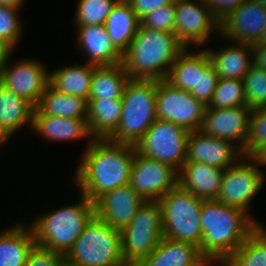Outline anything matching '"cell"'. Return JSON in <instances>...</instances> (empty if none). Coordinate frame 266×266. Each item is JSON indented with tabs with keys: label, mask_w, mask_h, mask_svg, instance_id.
Instances as JSON below:
<instances>
[{
	"label": "cell",
	"mask_w": 266,
	"mask_h": 266,
	"mask_svg": "<svg viewBox=\"0 0 266 266\" xmlns=\"http://www.w3.org/2000/svg\"><path fill=\"white\" fill-rule=\"evenodd\" d=\"M75 173L80 193L92 203L102 195L129 184L135 145L90 139Z\"/></svg>",
	"instance_id": "6da1fadb"
},
{
	"label": "cell",
	"mask_w": 266,
	"mask_h": 266,
	"mask_svg": "<svg viewBox=\"0 0 266 266\" xmlns=\"http://www.w3.org/2000/svg\"><path fill=\"white\" fill-rule=\"evenodd\" d=\"M200 254L220 266L260 225L244 210L217 200H203L200 212ZM213 262V263H212Z\"/></svg>",
	"instance_id": "7a4b0ae2"
},
{
	"label": "cell",
	"mask_w": 266,
	"mask_h": 266,
	"mask_svg": "<svg viewBox=\"0 0 266 266\" xmlns=\"http://www.w3.org/2000/svg\"><path fill=\"white\" fill-rule=\"evenodd\" d=\"M186 47L174 32H164L139 26L122 65L130 79L162 80Z\"/></svg>",
	"instance_id": "3957f363"
},
{
	"label": "cell",
	"mask_w": 266,
	"mask_h": 266,
	"mask_svg": "<svg viewBox=\"0 0 266 266\" xmlns=\"http://www.w3.org/2000/svg\"><path fill=\"white\" fill-rule=\"evenodd\" d=\"M78 203L39 216L31 224L36 245L64 256L72 248L86 224L95 215V206L84 194Z\"/></svg>",
	"instance_id": "277c9868"
},
{
	"label": "cell",
	"mask_w": 266,
	"mask_h": 266,
	"mask_svg": "<svg viewBox=\"0 0 266 266\" xmlns=\"http://www.w3.org/2000/svg\"><path fill=\"white\" fill-rule=\"evenodd\" d=\"M65 266H126L121 231L94 215L64 256Z\"/></svg>",
	"instance_id": "5b68a950"
},
{
	"label": "cell",
	"mask_w": 266,
	"mask_h": 266,
	"mask_svg": "<svg viewBox=\"0 0 266 266\" xmlns=\"http://www.w3.org/2000/svg\"><path fill=\"white\" fill-rule=\"evenodd\" d=\"M157 80L130 79L122 96V114L111 141L136 145L156 115Z\"/></svg>",
	"instance_id": "8992f818"
},
{
	"label": "cell",
	"mask_w": 266,
	"mask_h": 266,
	"mask_svg": "<svg viewBox=\"0 0 266 266\" xmlns=\"http://www.w3.org/2000/svg\"><path fill=\"white\" fill-rule=\"evenodd\" d=\"M158 201L162 208L163 237L199 247L202 241L200 212L203 199L177 184Z\"/></svg>",
	"instance_id": "52a82bcc"
},
{
	"label": "cell",
	"mask_w": 266,
	"mask_h": 266,
	"mask_svg": "<svg viewBox=\"0 0 266 266\" xmlns=\"http://www.w3.org/2000/svg\"><path fill=\"white\" fill-rule=\"evenodd\" d=\"M163 238L159 201H145L131 222L121 231V252L126 265L137 266Z\"/></svg>",
	"instance_id": "ba28073f"
},
{
	"label": "cell",
	"mask_w": 266,
	"mask_h": 266,
	"mask_svg": "<svg viewBox=\"0 0 266 266\" xmlns=\"http://www.w3.org/2000/svg\"><path fill=\"white\" fill-rule=\"evenodd\" d=\"M189 132L170 122L156 119L136 143V151L171 165L179 171L186 160Z\"/></svg>",
	"instance_id": "9c48e42d"
},
{
	"label": "cell",
	"mask_w": 266,
	"mask_h": 266,
	"mask_svg": "<svg viewBox=\"0 0 266 266\" xmlns=\"http://www.w3.org/2000/svg\"><path fill=\"white\" fill-rule=\"evenodd\" d=\"M259 166L254 156H242L235 164L224 169L221 187L215 200L238 207L249 214L253 198L264 185L265 174Z\"/></svg>",
	"instance_id": "30bf717a"
},
{
	"label": "cell",
	"mask_w": 266,
	"mask_h": 266,
	"mask_svg": "<svg viewBox=\"0 0 266 266\" xmlns=\"http://www.w3.org/2000/svg\"><path fill=\"white\" fill-rule=\"evenodd\" d=\"M206 105L195 99L190 91L178 89L165 79L157 80V119L170 121L188 132L202 125Z\"/></svg>",
	"instance_id": "8fae6325"
},
{
	"label": "cell",
	"mask_w": 266,
	"mask_h": 266,
	"mask_svg": "<svg viewBox=\"0 0 266 266\" xmlns=\"http://www.w3.org/2000/svg\"><path fill=\"white\" fill-rule=\"evenodd\" d=\"M175 8L174 33L186 48L206 44L214 30L220 32V21L204 0H175Z\"/></svg>",
	"instance_id": "7c38bea8"
},
{
	"label": "cell",
	"mask_w": 266,
	"mask_h": 266,
	"mask_svg": "<svg viewBox=\"0 0 266 266\" xmlns=\"http://www.w3.org/2000/svg\"><path fill=\"white\" fill-rule=\"evenodd\" d=\"M177 184L175 168L135 152L129 185L145 201H158Z\"/></svg>",
	"instance_id": "4fadbf2b"
},
{
	"label": "cell",
	"mask_w": 266,
	"mask_h": 266,
	"mask_svg": "<svg viewBox=\"0 0 266 266\" xmlns=\"http://www.w3.org/2000/svg\"><path fill=\"white\" fill-rule=\"evenodd\" d=\"M46 69L43 63L33 59L19 60L11 67L7 62L0 69V83L35 107L50 83Z\"/></svg>",
	"instance_id": "5bb4252c"
},
{
	"label": "cell",
	"mask_w": 266,
	"mask_h": 266,
	"mask_svg": "<svg viewBox=\"0 0 266 266\" xmlns=\"http://www.w3.org/2000/svg\"><path fill=\"white\" fill-rule=\"evenodd\" d=\"M251 111L246 105L226 109L206 108L200 131L231 143L235 140L236 146L243 152L249 135Z\"/></svg>",
	"instance_id": "9a60e30c"
},
{
	"label": "cell",
	"mask_w": 266,
	"mask_h": 266,
	"mask_svg": "<svg viewBox=\"0 0 266 266\" xmlns=\"http://www.w3.org/2000/svg\"><path fill=\"white\" fill-rule=\"evenodd\" d=\"M265 23L266 6L248 0L220 22L219 33L232 42L254 44L261 40Z\"/></svg>",
	"instance_id": "2e32d148"
},
{
	"label": "cell",
	"mask_w": 266,
	"mask_h": 266,
	"mask_svg": "<svg viewBox=\"0 0 266 266\" xmlns=\"http://www.w3.org/2000/svg\"><path fill=\"white\" fill-rule=\"evenodd\" d=\"M242 156L235 143L205 135L200 130L189 132L185 163L199 162L226 169Z\"/></svg>",
	"instance_id": "e0dca14e"
},
{
	"label": "cell",
	"mask_w": 266,
	"mask_h": 266,
	"mask_svg": "<svg viewBox=\"0 0 266 266\" xmlns=\"http://www.w3.org/2000/svg\"><path fill=\"white\" fill-rule=\"evenodd\" d=\"M145 200L128 184L102 195L95 203V215L106 224L122 231L134 218Z\"/></svg>",
	"instance_id": "ac0fdd59"
},
{
	"label": "cell",
	"mask_w": 266,
	"mask_h": 266,
	"mask_svg": "<svg viewBox=\"0 0 266 266\" xmlns=\"http://www.w3.org/2000/svg\"><path fill=\"white\" fill-rule=\"evenodd\" d=\"M79 48L95 66L122 63L123 54L109 38L104 25H77Z\"/></svg>",
	"instance_id": "d6986e66"
},
{
	"label": "cell",
	"mask_w": 266,
	"mask_h": 266,
	"mask_svg": "<svg viewBox=\"0 0 266 266\" xmlns=\"http://www.w3.org/2000/svg\"><path fill=\"white\" fill-rule=\"evenodd\" d=\"M137 266H213L200 254L199 247L186 241L163 237L157 247Z\"/></svg>",
	"instance_id": "ffe728a7"
},
{
	"label": "cell",
	"mask_w": 266,
	"mask_h": 266,
	"mask_svg": "<svg viewBox=\"0 0 266 266\" xmlns=\"http://www.w3.org/2000/svg\"><path fill=\"white\" fill-rule=\"evenodd\" d=\"M224 169L205 163H184L178 171V184L203 200H215L221 187Z\"/></svg>",
	"instance_id": "44dd1931"
},
{
	"label": "cell",
	"mask_w": 266,
	"mask_h": 266,
	"mask_svg": "<svg viewBox=\"0 0 266 266\" xmlns=\"http://www.w3.org/2000/svg\"><path fill=\"white\" fill-rule=\"evenodd\" d=\"M232 43L234 45L224 46L219 51L205 50L219 78L242 80L253 64L252 44Z\"/></svg>",
	"instance_id": "7402d4cb"
},
{
	"label": "cell",
	"mask_w": 266,
	"mask_h": 266,
	"mask_svg": "<svg viewBox=\"0 0 266 266\" xmlns=\"http://www.w3.org/2000/svg\"><path fill=\"white\" fill-rule=\"evenodd\" d=\"M31 129L51 141L93 139L87 119L42 115L35 107Z\"/></svg>",
	"instance_id": "603a6c76"
},
{
	"label": "cell",
	"mask_w": 266,
	"mask_h": 266,
	"mask_svg": "<svg viewBox=\"0 0 266 266\" xmlns=\"http://www.w3.org/2000/svg\"><path fill=\"white\" fill-rule=\"evenodd\" d=\"M187 49L172 64L165 80L178 89L198 93L199 72H203L210 58L205 49L195 53Z\"/></svg>",
	"instance_id": "cb8c5ba5"
},
{
	"label": "cell",
	"mask_w": 266,
	"mask_h": 266,
	"mask_svg": "<svg viewBox=\"0 0 266 266\" xmlns=\"http://www.w3.org/2000/svg\"><path fill=\"white\" fill-rule=\"evenodd\" d=\"M140 24L141 20L127 0H118L104 22L109 38L122 54L128 49Z\"/></svg>",
	"instance_id": "d4e9b609"
},
{
	"label": "cell",
	"mask_w": 266,
	"mask_h": 266,
	"mask_svg": "<svg viewBox=\"0 0 266 266\" xmlns=\"http://www.w3.org/2000/svg\"><path fill=\"white\" fill-rule=\"evenodd\" d=\"M36 245L31 227L17 223L0 233V266H25L29 252Z\"/></svg>",
	"instance_id": "484cf974"
},
{
	"label": "cell",
	"mask_w": 266,
	"mask_h": 266,
	"mask_svg": "<svg viewBox=\"0 0 266 266\" xmlns=\"http://www.w3.org/2000/svg\"><path fill=\"white\" fill-rule=\"evenodd\" d=\"M122 99H88L87 123L93 139L109 138L117 129Z\"/></svg>",
	"instance_id": "4316f807"
},
{
	"label": "cell",
	"mask_w": 266,
	"mask_h": 266,
	"mask_svg": "<svg viewBox=\"0 0 266 266\" xmlns=\"http://www.w3.org/2000/svg\"><path fill=\"white\" fill-rule=\"evenodd\" d=\"M34 106L0 83V128L10 138L25 124L32 128Z\"/></svg>",
	"instance_id": "83f0119b"
},
{
	"label": "cell",
	"mask_w": 266,
	"mask_h": 266,
	"mask_svg": "<svg viewBox=\"0 0 266 266\" xmlns=\"http://www.w3.org/2000/svg\"><path fill=\"white\" fill-rule=\"evenodd\" d=\"M35 108L42 115L87 119L88 100L59 92L49 84Z\"/></svg>",
	"instance_id": "f1b7e54d"
},
{
	"label": "cell",
	"mask_w": 266,
	"mask_h": 266,
	"mask_svg": "<svg viewBox=\"0 0 266 266\" xmlns=\"http://www.w3.org/2000/svg\"><path fill=\"white\" fill-rule=\"evenodd\" d=\"M94 66L87 62L63 66L49 73V84L59 92L88 100Z\"/></svg>",
	"instance_id": "f546056e"
},
{
	"label": "cell",
	"mask_w": 266,
	"mask_h": 266,
	"mask_svg": "<svg viewBox=\"0 0 266 266\" xmlns=\"http://www.w3.org/2000/svg\"><path fill=\"white\" fill-rule=\"evenodd\" d=\"M129 80L122 63L94 66L88 99H121Z\"/></svg>",
	"instance_id": "4dcf8cb0"
},
{
	"label": "cell",
	"mask_w": 266,
	"mask_h": 266,
	"mask_svg": "<svg viewBox=\"0 0 266 266\" xmlns=\"http://www.w3.org/2000/svg\"><path fill=\"white\" fill-rule=\"evenodd\" d=\"M220 266H266V228L260 224Z\"/></svg>",
	"instance_id": "1f68e13d"
},
{
	"label": "cell",
	"mask_w": 266,
	"mask_h": 266,
	"mask_svg": "<svg viewBox=\"0 0 266 266\" xmlns=\"http://www.w3.org/2000/svg\"><path fill=\"white\" fill-rule=\"evenodd\" d=\"M245 105L243 80L218 78L212 99L206 108L226 109Z\"/></svg>",
	"instance_id": "d6a6232c"
},
{
	"label": "cell",
	"mask_w": 266,
	"mask_h": 266,
	"mask_svg": "<svg viewBox=\"0 0 266 266\" xmlns=\"http://www.w3.org/2000/svg\"><path fill=\"white\" fill-rule=\"evenodd\" d=\"M242 80L246 106L251 110L266 106V71L252 64Z\"/></svg>",
	"instance_id": "836d02e7"
},
{
	"label": "cell",
	"mask_w": 266,
	"mask_h": 266,
	"mask_svg": "<svg viewBox=\"0 0 266 266\" xmlns=\"http://www.w3.org/2000/svg\"><path fill=\"white\" fill-rule=\"evenodd\" d=\"M118 0H78L76 25H104Z\"/></svg>",
	"instance_id": "e575fe53"
},
{
	"label": "cell",
	"mask_w": 266,
	"mask_h": 266,
	"mask_svg": "<svg viewBox=\"0 0 266 266\" xmlns=\"http://www.w3.org/2000/svg\"><path fill=\"white\" fill-rule=\"evenodd\" d=\"M266 146V106L254 109L250 115L249 135L243 156H255Z\"/></svg>",
	"instance_id": "d590c367"
},
{
	"label": "cell",
	"mask_w": 266,
	"mask_h": 266,
	"mask_svg": "<svg viewBox=\"0 0 266 266\" xmlns=\"http://www.w3.org/2000/svg\"><path fill=\"white\" fill-rule=\"evenodd\" d=\"M20 9L0 5V38L6 40L13 47H17V43L22 35V24L17 14Z\"/></svg>",
	"instance_id": "8d00e7d4"
},
{
	"label": "cell",
	"mask_w": 266,
	"mask_h": 266,
	"mask_svg": "<svg viewBox=\"0 0 266 266\" xmlns=\"http://www.w3.org/2000/svg\"><path fill=\"white\" fill-rule=\"evenodd\" d=\"M176 17L175 2L148 13L141 19V25L148 29H155L164 32H174Z\"/></svg>",
	"instance_id": "74e56055"
},
{
	"label": "cell",
	"mask_w": 266,
	"mask_h": 266,
	"mask_svg": "<svg viewBox=\"0 0 266 266\" xmlns=\"http://www.w3.org/2000/svg\"><path fill=\"white\" fill-rule=\"evenodd\" d=\"M218 78V74L210 62L204 68L203 72H199L198 93H191L192 96L204 105L208 106L216 88Z\"/></svg>",
	"instance_id": "f35d334b"
},
{
	"label": "cell",
	"mask_w": 266,
	"mask_h": 266,
	"mask_svg": "<svg viewBox=\"0 0 266 266\" xmlns=\"http://www.w3.org/2000/svg\"><path fill=\"white\" fill-rule=\"evenodd\" d=\"M25 266H65L64 255L35 245L29 252Z\"/></svg>",
	"instance_id": "ab89813d"
},
{
	"label": "cell",
	"mask_w": 266,
	"mask_h": 266,
	"mask_svg": "<svg viewBox=\"0 0 266 266\" xmlns=\"http://www.w3.org/2000/svg\"><path fill=\"white\" fill-rule=\"evenodd\" d=\"M212 14L221 22L232 10L248 0H204Z\"/></svg>",
	"instance_id": "60d3db41"
},
{
	"label": "cell",
	"mask_w": 266,
	"mask_h": 266,
	"mask_svg": "<svg viewBox=\"0 0 266 266\" xmlns=\"http://www.w3.org/2000/svg\"><path fill=\"white\" fill-rule=\"evenodd\" d=\"M132 7V10L141 20L148 13L160 8L161 6L174 3L175 0H127Z\"/></svg>",
	"instance_id": "b9f144b4"
},
{
	"label": "cell",
	"mask_w": 266,
	"mask_h": 266,
	"mask_svg": "<svg viewBox=\"0 0 266 266\" xmlns=\"http://www.w3.org/2000/svg\"><path fill=\"white\" fill-rule=\"evenodd\" d=\"M253 64L266 71V43L256 42L252 44Z\"/></svg>",
	"instance_id": "7bdbcfd3"
},
{
	"label": "cell",
	"mask_w": 266,
	"mask_h": 266,
	"mask_svg": "<svg viewBox=\"0 0 266 266\" xmlns=\"http://www.w3.org/2000/svg\"><path fill=\"white\" fill-rule=\"evenodd\" d=\"M14 47L6 40L0 38V69L9 62Z\"/></svg>",
	"instance_id": "ee69618b"
},
{
	"label": "cell",
	"mask_w": 266,
	"mask_h": 266,
	"mask_svg": "<svg viewBox=\"0 0 266 266\" xmlns=\"http://www.w3.org/2000/svg\"><path fill=\"white\" fill-rule=\"evenodd\" d=\"M24 0H0V5L22 8Z\"/></svg>",
	"instance_id": "f6af8a7d"
},
{
	"label": "cell",
	"mask_w": 266,
	"mask_h": 266,
	"mask_svg": "<svg viewBox=\"0 0 266 266\" xmlns=\"http://www.w3.org/2000/svg\"><path fill=\"white\" fill-rule=\"evenodd\" d=\"M261 166H266V146L254 156Z\"/></svg>",
	"instance_id": "bcb514c9"
},
{
	"label": "cell",
	"mask_w": 266,
	"mask_h": 266,
	"mask_svg": "<svg viewBox=\"0 0 266 266\" xmlns=\"http://www.w3.org/2000/svg\"><path fill=\"white\" fill-rule=\"evenodd\" d=\"M10 138L2 131V129L0 128V147L6 143L7 140H9Z\"/></svg>",
	"instance_id": "7dc6e473"
},
{
	"label": "cell",
	"mask_w": 266,
	"mask_h": 266,
	"mask_svg": "<svg viewBox=\"0 0 266 266\" xmlns=\"http://www.w3.org/2000/svg\"><path fill=\"white\" fill-rule=\"evenodd\" d=\"M259 42L266 43V23H265V26H264V29L261 35V40Z\"/></svg>",
	"instance_id": "c3c4849f"
},
{
	"label": "cell",
	"mask_w": 266,
	"mask_h": 266,
	"mask_svg": "<svg viewBox=\"0 0 266 266\" xmlns=\"http://www.w3.org/2000/svg\"><path fill=\"white\" fill-rule=\"evenodd\" d=\"M257 4H260V5H263V6H266V0H251Z\"/></svg>",
	"instance_id": "681fc988"
}]
</instances>
